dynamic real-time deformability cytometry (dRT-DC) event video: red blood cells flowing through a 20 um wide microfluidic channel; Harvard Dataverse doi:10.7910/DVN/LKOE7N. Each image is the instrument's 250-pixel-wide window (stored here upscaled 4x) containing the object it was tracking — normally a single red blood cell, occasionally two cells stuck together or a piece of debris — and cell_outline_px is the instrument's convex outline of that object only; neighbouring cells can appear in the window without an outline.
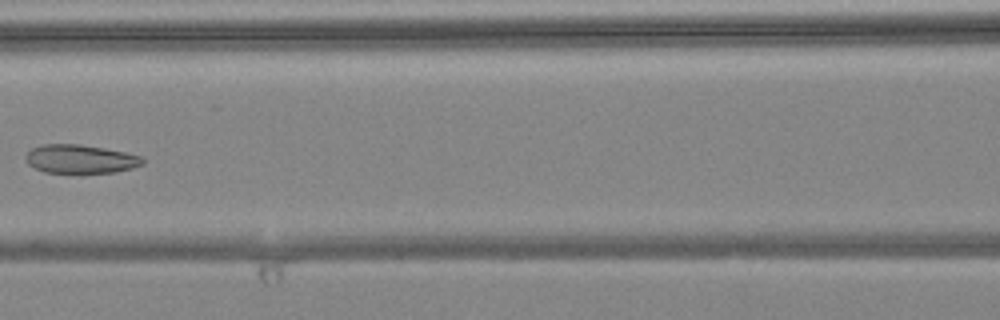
{"species": "common noctule bat (a hibernating species)", "species_latin": "Nyctalus noctula", "temperature_condition": "warm", "stored_images_in_passage": 7, "camera_frame_rate_fps": 3000, "um_per_image_px": 0.085, "animal": {"sex": "female", "body_mass_g": 24.6, "forearm_length_mm": 56.2}, "frame": {"image": 1, "passage_image": 6, "time_ms": 1.667, "image_size_px": [1000, 320], "cell_outline_px": [[144, 164], [132, 168], [116, 172], [44, 172], [28, 164], [24, 160], [24, 156], [32, 148], [40, 144], [80, 144], [104, 148], [144, 156]], "centroid_in_image_um": [6.83, 13.5], "position_along_channel_um": 159.8, "area_um2": 19.54}}
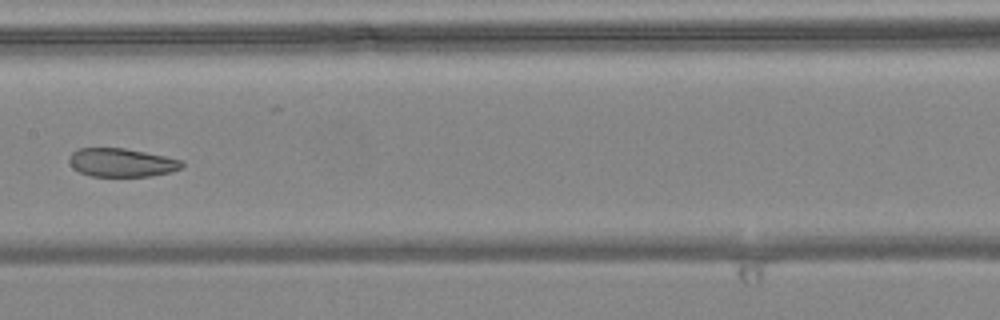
{"frame": {"image": 2, "passage_image": 7, "time_ms": 2.0, "image_size_px": [1000, 320], "cell_outline_px": [[184, 168], [172, 172], [152, 176], [92, 176], [80, 172], [72, 168], [68, 160], [68, 156], [72, 152], [80, 148], [124, 148], [184, 160]], "centroid_in_image_um": [10.36, 13.82], "position_along_channel_um": 197.0, "area_um2": 18.9}}